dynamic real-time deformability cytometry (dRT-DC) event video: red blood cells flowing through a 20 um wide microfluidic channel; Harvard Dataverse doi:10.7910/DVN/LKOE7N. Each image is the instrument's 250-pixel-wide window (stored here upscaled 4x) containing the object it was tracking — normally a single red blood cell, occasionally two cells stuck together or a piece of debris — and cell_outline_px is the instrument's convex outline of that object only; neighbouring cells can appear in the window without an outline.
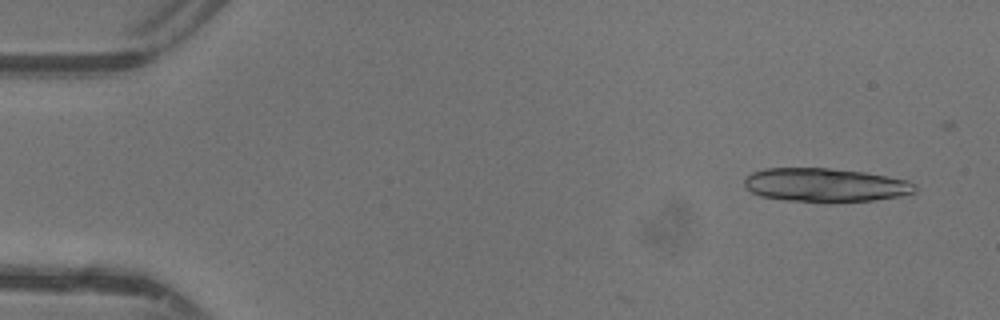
{"species": "common noctule bat (a hibernating species)", "species_latin": "Nyctalus noctula", "temperature_condition": "warm", "stored_images_in_passage": 7, "camera_frame_rate_fps": 3000, "um_per_image_px": 0.085, "animal": {"sex": "female"}, "frame": {"image": 1, "passage_image": 3, "time_ms": 0.667, "image_size_px": [1000, 320], "cell_outline_px": [[916, 192], [900, 196], [872, 200], [784, 200], [760, 196], [744, 188], [744, 180], [752, 172], [764, 168], [828, 168], [864, 172], [908, 180], [916, 184]], "centroid_in_image_um": [70.13, 15.7], "position_along_channel_um": 14.9, "area_um2": 32.89}}